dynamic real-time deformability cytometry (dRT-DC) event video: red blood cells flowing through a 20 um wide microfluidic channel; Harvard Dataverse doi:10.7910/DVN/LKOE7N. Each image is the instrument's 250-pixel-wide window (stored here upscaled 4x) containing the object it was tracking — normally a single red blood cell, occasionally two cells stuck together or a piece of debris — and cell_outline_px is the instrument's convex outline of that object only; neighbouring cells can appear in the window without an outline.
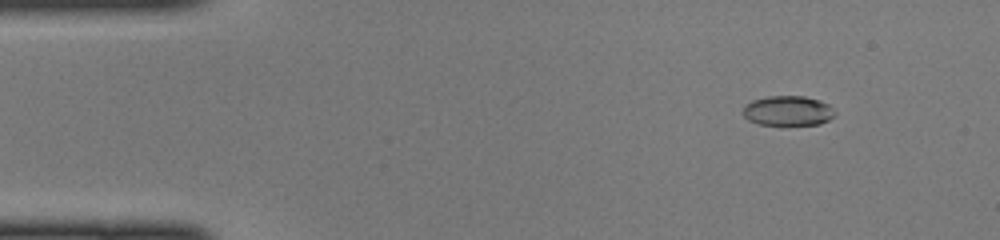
{"species": "common noctule bat (a hibernating species)", "species_latin": "Nyctalus noctula", "temperature_condition": "cold", "stored_images_in_passage": 46, "camera_frame_rate_fps": 3000, "um_per_image_px": 0.085, "animal": {"sex": "female", "body_mass_g": 22.0, "forearm_length_mm": 56.7}, "frame": {"image": 1, "passage_image": 5, "time_ms": 1.333, "image_size_px": [1000, 240], "cell_outline_px": [[836, 116], [820, 124], [780, 128], [756, 124], [748, 120], [744, 116], [744, 104], [752, 100], [768, 96], [804, 96], [820, 100], [828, 104], [836, 112]], "centroid_in_image_um": [66.97, 9.47], "position_along_channel_um": 18.0, "area_um2": 16.94}}
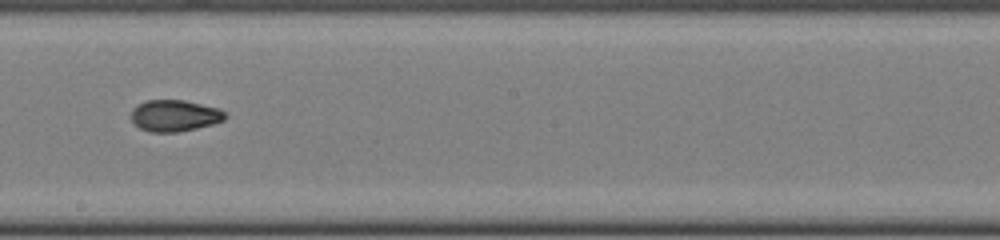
{"frame": {"image": 2, "passage_image": 26, "time_ms": 8.333, "image_size_px": [1000, 240], "cell_outline_px": [[228, 116], [224, 120], [212, 124], [196, 128], [176, 132], [148, 132], [140, 128], [132, 120], [132, 108], [136, 104], [148, 100], [184, 100], [220, 108]], "centroid_in_image_um": [14.85, 9.82], "position_along_channel_um": 233.4, "area_um2": 17.28}}
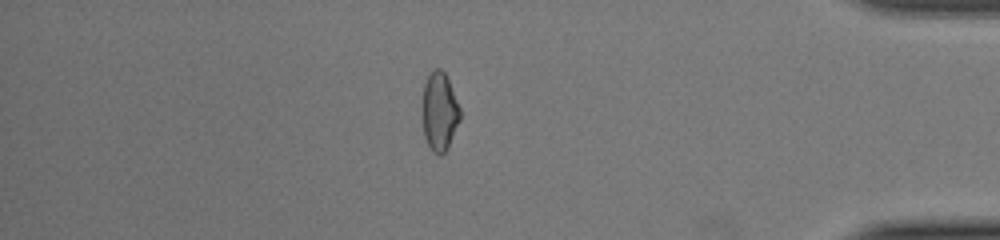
{"frame": {"image": 3, "passage_image": 40, "time_ms": 13.0, "image_size_px": [1000, 240], "cell_outline_px": [[460, 120], [448, 148], [440, 156], [432, 152], [424, 136], [424, 84], [432, 68], [440, 68], [444, 72], [448, 80], [460, 108]], "centroid_in_image_um": [37.38, 9.5], "position_along_channel_um": 397.8, "area_um2": 16.94}}